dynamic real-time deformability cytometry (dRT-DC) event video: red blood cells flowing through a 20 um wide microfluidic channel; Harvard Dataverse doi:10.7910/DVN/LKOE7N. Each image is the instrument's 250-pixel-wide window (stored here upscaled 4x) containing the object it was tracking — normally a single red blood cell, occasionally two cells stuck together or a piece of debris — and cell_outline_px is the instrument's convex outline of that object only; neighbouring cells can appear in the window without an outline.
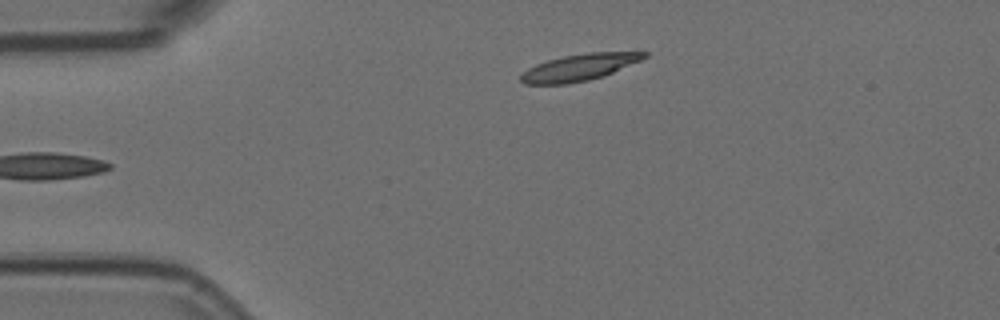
{"species": "Egyptian fruit bat (a non-hibernating species)", "species_latin": "Rousettus aegyptiacus", "temperature_condition": "room temperature", "stored_images_in_passage": 4, "camera_frame_rate_fps": 3000, "um_per_image_px": 0.085, "animal": {"sex": "female"}, "frame": {"image": 1, "passage_image": 4, "time_ms": 1.0, "image_size_px": [1000, 320], "cell_outline_px": [[648, 56], [640, 60], [604, 76], [588, 80], [568, 84], [524, 84], [520, 80], [520, 76], [528, 68], [536, 64], [548, 60], [564, 56], [588, 52], [648, 52]], "centroid_in_image_um": [49.23, 5.73], "position_along_channel_um": 35.8, "area_um2": 19.02}}